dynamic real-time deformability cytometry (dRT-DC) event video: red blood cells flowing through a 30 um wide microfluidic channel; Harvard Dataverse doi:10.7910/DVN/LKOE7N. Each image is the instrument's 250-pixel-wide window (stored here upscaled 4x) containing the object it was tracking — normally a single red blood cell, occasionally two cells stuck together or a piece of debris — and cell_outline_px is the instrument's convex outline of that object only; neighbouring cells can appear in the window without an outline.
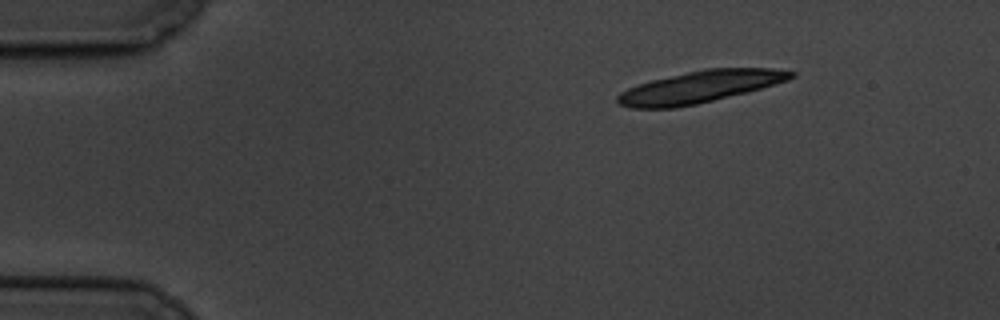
{"species": "common noctule bat (a hibernating species)", "species_latin": "Nyctalus noctula", "temperature_condition": "cold", "stored_images_in_passage": 5, "camera_frame_rate_fps": 3000, "um_per_image_px": 0.085, "animal": {"sex": "male", "body_mass_g": 19.5, "forearm_length_mm": 54.6}, "frame": {"image": 1, "passage_image": 1, "time_ms": 0.0, "image_size_px": [1000, 320], "cell_outline_px": [[796, 76], [788, 80], [748, 92], [696, 104], [676, 108], [628, 108], [620, 104], [616, 100], [616, 96], [620, 92], [636, 84], [652, 80], [704, 68], [772, 68], [796, 72]], "centroid_in_image_um": [59.48, 7.38], "position_along_channel_um": 25.5, "area_um2": 32.31}}
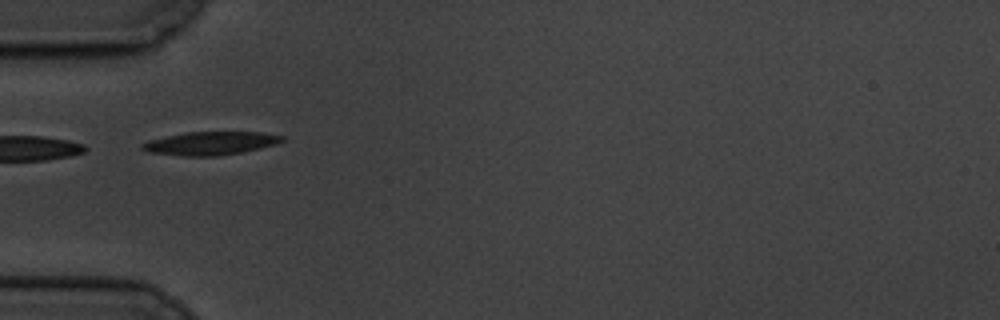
{"frame": {"image": 2, "passage_image": 4, "time_ms": 3.667, "image_size_px": [1000, 320], "cell_outline_px": [[284, 140], [276, 144], [240, 152], [216, 156], [184, 156], [148, 152], [140, 148], [140, 144], [148, 140], [184, 132], [260, 132], [284, 136]], "centroid_in_image_um": [17.83, 12.17], "position_along_channel_um": 67.2, "area_um2": 18.9}}
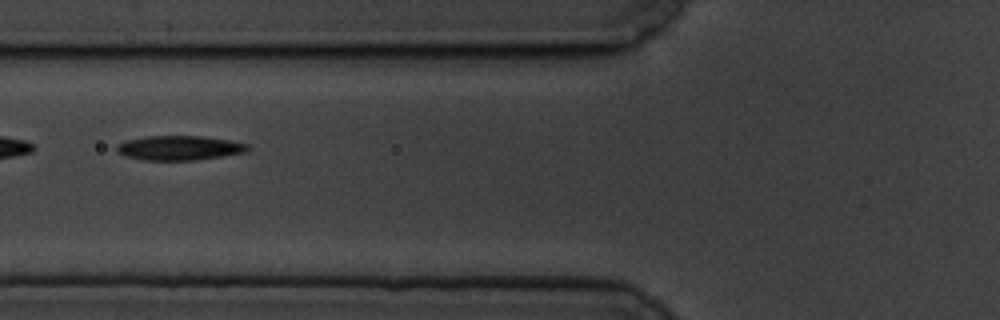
{"frame": {"image": 3, "passage_image": 5, "time_ms": 5.0, "image_size_px": [1000, 320], "cell_outline_px": [[248, 148], [244, 152], [196, 160], [144, 160], [128, 156], [116, 152], [116, 144], [124, 140], [148, 136], [200, 136], [228, 140], [248, 144]], "centroid_in_image_um": [15.17, 12.57], "position_along_channel_um": 110.6, "area_um2": 18.5}}